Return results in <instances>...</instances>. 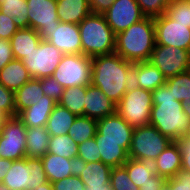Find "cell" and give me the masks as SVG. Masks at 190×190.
Returning <instances> with one entry per match:
<instances>
[{"label":"cell","mask_w":190,"mask_h":190,"mask_svg":"<svg viewBox=\"0 0 190 190\" xmlns=\"http://www.w3.org/2000/svg\"><path fill=\"white\" fill-rule=\"evenodd\" d=\"M152 100L149 125L172 141L184 136L190 119L183 111V103L176 100L166 83L152 91Z\"/></svg>","instance_id":"6da1fadb"},{"label":"cell","mask_w":190,"mask_h":190,"mask_svg":"<svg viewBox=\"0 0 190 190\" xmlns=\"http://www.w3.org/2000/svg\"><path fill=\"white\" fill-rule=\"evenodd\" d=\"M132 65L115 52L93 57L91 84L117 105L126 93V73Z\"/></svg>","instance_id":"7a4b0ae2"},{"label":"cell","mask_w":190,"mask_h":190,"mask_svg":"<svg viewBox=\"0 0 190 190\" xmlns=\"http://www.w3.org/2000/svg\"><path fill=\"white\" fill-rule=\"evenodd\" d=\"M156 44L154 18L144 17L115 38V53L136 63L149 61Z\"/></svg>","instance_id":"3957f363"},{"label":"cell","mask_w":190,"mask_h":190,"mask_svg":"<svg viewBox=\"0 0 190 190\" xmlns=\"http://www.w3.org/2000/svg\"><path fill=\"white\" fill-rule=\"evenodd\" d=\"M78 27L83 55L93 58L115 52L116 35L103 14L90 13Z\"/></svg>","instance_id":"277c9868"},{"label":"cell","mask_w":190,"mask_h":190,"mask_svg":"<svg viewBox=\"0 0 190 190\" xmlns=\"http://www.w3.org/2000/svg\"><path fill=\"white\" fill-rule=\"evenodd\" d=\"M48 182L41 158H23L12 161L2 184L7 190H34Z\"/></svg>","instance_id":"5b68a950"},{"label":"cell","mask_w":190,"mask_h":190,"mask_svg":"<svg viewBox=\"0 0 190 190\" xmlns=\"http://www.w3.org/2000/svg\"><path fill=\"white\" fill-rule=\"evenodd\" d=\"M152 106V91L138 88L125 93L116 105V112L132 128H139L149 125Z\"/></svg>","instance_id":"8992f818"},{"label":"cell","mask_w":190,"mask_h":190,"mask_svg":"<svg viewBox=\"0 0 190 190\" xmlns=\"http://www.w3.org/2000/svg\"><path fill=\"white\" fill-rule=\"evenodd\" d=\"M92 58L83 54H65L52 74L64 88L91 84Z\"/></svg>","instance_id":"52a82bcc"},{"label":"cell","mask_w":190,"mask_h":190,"mask_svg":"<svg viewBox=\"0 0 190 190\" xmlns=\"http://www.w3.org/2000/svg\"><path fill=\"white\" fill-rule=\"evenodd\" d=\"M172 142L162 135L154 126L146 125L134 128L129 158L134 160L156 159Z\"/></svg>","instance_id":"ba28073f"},{"label":"cell","mask_w":190,"mask_h":190,"mask_svg":"<svg viewBox=\"0 0 190 190\" xmlns=\"http://www.w3.org/2000/svg\"><path fill=\"white\" fill-rule=\"evenodd\" d=\"M63 55L53 44L42 39L37 48L21 61L32 78L41 79L52 76Z\"/></svg>","instance_id":"9c48e42d"},{"label":"cell","mask_w":190,"mask_h":190,"mask_svg":"<svg viewBox=\"0 0 190 190\" xmlns=\"http://www.w3.org/2000/svg\"><path fill=\"white\" fill-rule=\"evenodd\" d=\"M149 61L168 79L189 70L190 51L179 47L155 44Z\"/></svg>","instance_id":"30bf717a"},{"label":"cell","mask_w":190,"mask_h":190,"mask_svg":"<svg viewBox=\"0 0 190 190\" xmlns=\"http://www.w3.org/2000/svg\"><path fill=\"white\" fill-rule=\"evenodd\" d=\"M27 127L18 117H9L0 135L1 158L20 160L26 157Z\"/></svg>","instance_id":"8fae6325"},{"label":"cell","mask_w":190,"mask_h":190,"mask_svg":"<svg viewBox=\"0 0 190 190\" xmlns=\"http://www.w3.org/2000/svg\"><path fill=\"white\" fill-rule=\"evenodd\" d=\"M156 44L190 51V24L177 23L166 13L154 18Z\"/></svg>","instance_id":"7c38bea8"},{"label":"cell","mask_w":190,"mask_h":190,"mask_svg":"<svg viewBox=\"0 0 190 190\" xmlns=\"http://www.w3.org/2000/svg\"><path fill=\"white\" fill-rule=\"evenodd\" d=\"M28 4L29 27L46 40L50 31L60 24L57 15V0H26Z\"/></svg>","instance_id":"4fadbf2b"},{"label":"cell","mask_w":190,"mask_h":190,"mask_svg":"<svg viewBox=\"0 0 190 190\" xmlns=\"http://www.w3.org/2000/svg\"><path fill=\"white\" fill-rule=\"evenodd\" d=\"M103 15L115 35L145 17L136 0H115Z\"/></svg>","instance_id":"5bb4252c"},{"label":"cell","mask_w":190,"mask_h":190,"mask_svg":"<svg viewBox=\"0 0 190 190\" xmlns=\"http://www.w3.org/2000/svg\"><path fill=\"white\" fill-rule=\"evenodd\" d=\"M132 128L117 112L97 120L95 141L131 142Z\"/></svg>","instance_id":"9a60e30c"},{"label":"cell","mask_w":190,"mask_h":190,"mask_svg":"<svg viewBox=\"0 0 190 190\" xmlns=\"http://www.w3.org/2000/svg\"><path fill=\"white\" fill-rule=\"evenodd\" d=\"M65 54H82V45L78 24L60 22L46 39Z\"/></svg>","instance_id":"2e32d148"},{"label":"cell","mask_w":190,"mask_h":190,"mask_svg":"<svg viewBox=\"0 0 190 190\" xmlns=\"http://www.w3.org/2000/svg\"><path fill=\"white\" fill-rule=\"evenodd\" d=\"M84 99V116L98 120L116 112V104L92 84L87 86Z\"/></svg>","instance_id":"e0dca14e"},{"label":"cell","mask_w":190,"mask_h":190,"mask_svg":"<svg viewBox=\"0 0 190 190\" xmlns=\"http://www.w3.org/2000/svg\"><path fill=\"white\" fill-rule=\"evenodd\" d=\"M112 167L102 161L77 163L76 174L80 177L85 187H101L110 185Z\"/></svg>","instance_id":"ac0fdd59"},{"label":"cell","mask_w":190,"mask_h":190,"mask_svg":"<svg viewBox=\"0 0 190 190\" xmlns=\"http://www.w3.org/2000/svg\"><path fill=\"white\" fill-rule=\"evenodd\" d=\"M41 159L44 172L50 183L76 174V160L66 159L51 153H46Z\"/></svg>","instance_id":"d6986e66"},{"label":"cell","mask_w":190,"mask_h":190,"mask_svg":"<svg viewBox=\"0 0 190 190\" xmlns=\"http://www.w3.org/2000/svg\"><path fill=\"white\" fill-rule=\"evenodd\" d=\"M56 104L53 99L43 95L42 100L19 112L17 117L26 127L46 126Z\"/></svg>","instance_id":"ffe728a7"},{"label":"cell","mask_w":190,"mask_h":190,"mask_svg":"<svg viewBox=\"0 0 190 190\" xmlns=\"http://www.w3.org/2000/svg\"><path fill=\"white\" fill-rule=\"evenodd\" d=\"M101 161L110 167L123 166L129 159L131 142L96 141Z\"/></svg>","instance_id":"44dd1931"},{"label":"cell","mask_w":190,"mask_h":190,"mask_svg":"<svg viewBox=\"0 0 190 190\" xmlns=\"http://www.w3.org/2000/svg\"><path fill=\"white\" fill-rule=\"evenodd\" d=\"M32 77L19 59H12L0 70V83L12 92H16Z\"/></svg>","instance_id":"7402d4cb"},{"label":"cell","mask_w":190,"mask_h":190,"mask_svg":"<svg viewBox=\"0 0 190 190\" xmlns=\"http://www.w3.org/2000/svg\"><path fill=\"white\" fill-rule=\"evenodd\" d=\"M41 40L39 33L31 27L18 29L9 40L14 58L22 60L37 48Z\"/></svg>","instance_id":"603a6c76"},{"label":"cell","mask_w":190,"mask_h":190,"mask_svg":"<svg viewBox=\"0 0 190 190\" xmlns=\"http://www.w3.org/2000/svg\"><path fill=\"white\" fill-rule=\"evenodd\" d=\"M155 160L158 175L165 179L174 177L182 167V155L175 141H172Z\"/></svg>","instance_id":"cb8c5ba5"},{"label":"cell","mask_w":190,"mask_h":190,"mask_svg":"<svg viewBox=\"0 0 190 190\" xmlns=\"http://www.w3.org/2000/svg\"><path fill=\"white\" fill-rule=\"evenodd\" d=\"M57 15L61 22L79 24L91 13L89 0H57Z\"/></svg>","instance_id":"d4e9b609"},{"label":"cell","mask_w":190,"mask_h":190,"mask_svg":"<svg viewBox=\"0 0 190 190\" xmlns=\"http://www.w3.org/2000/svg\"><path fill=\"white\" fill-rule=\"evenodd\" d=\"M50 135L46 126L27 127L26 157L42 158L48 151Z\"/></svg>","instance_id":"484cf974"},{"label":"cell","mask_w":190,"mask_h":190,"mask_svg":"<svg viewBox=\"0 0 190 190\" xmlns=\"http://www.w3.org/2000/svg\"><path fill=\"white\" fill-rule=\"evenodd\" d=\"M123 166L126 168L129 178L137 187L149 182L152 176L158 175L155 159L148 158L139 161L129 158Z\"/></svg>","instance_id":"4316f807"},{"label":"cell","mask_w":190,"mask_h":190,"mask_svg":"<svg viewBox=\"0 0 190 190\" xmlns=\"http://www.w3.org/2000/svg\"><path fill=\"white\" fill-rule=\"evenodd\" d=\"M43 95L40 79L31 78L14 93L16 115L42 100Z\"/></svg>","instance_id":"83f0119b"},{"label":"cell","mask_w":190,"mask_h":190,"mask_svg":"<svg viewBox=\"0 0 190 190\" xmlns=\"http://www.w3.org/2000/svg\"><path fill=\"white\" fill-rule=\"evenodd\" d=\"M76 115L58 103L51 112L46 129L50 136L68 134L69 128L76 119Z\"/></svg>","instance_id":"f1b7e54d"},{"label":"cell","mask_w":190,"mask_h":190,"mask_svg":"<svg viewBox=\"0 0 190 190\" xmlns=\"http://www.w3.org/2000/svg\"><path fill=\"white\" fill-rule=\"evenodd\" d=\"M138 81L140 88L154 91L166 83V78L150 61H143L138 62Z\"/></svg>","instance_id":"f546056e"},{"label":"cell","mask_w":190,"mask_h":190,"mask_svg":"<svg viewBox=\"0 0 190 190\" xmlns=\"http://www.w3.org/2000/svg\"><path fill=\"white\" fill-rule=\"evenodd\" d=\"M87 86L66 87L58 104L76 116H84V102Z\"/></svg>","instance_id":"4dcf8cb0"},{"label":"cell","mask_w":190,"mask_h":190,"mask_svg":"<svg viewBox=\"0 0 190 190\" xmlns=\"http://www.w3.org/2000/svg\"><path fill=\"white\" fill-rule=\"evenodd\" d=\"M47 153L77 161L78 143L68 134L50 136Z\"/></svg>","instance_id":"1f68e13d"},{"label":"cell","mask_w":190,"mask_h":190,"mask_svg":"<svg viewBox=\"0 0 190 190\" xmlns=\"http://www.w3.org/2000/svg\"><path fill=\"white\" fill-rule=\"evenodd\" d=\"M97 132V120L87 116H77L68 135L78 144L94 138Z\"/></svg>","instance_id":"d6a6232c"},{"label":"cell","mask_w":190,"mask_h":190,"mask_svg":"<svg viewBox=\"0 0 190 190\" xmlns=\"http://www.w3.org/2000/svg\"><path fill=\"white\" fill-rule=\"evenodd\" d=\"M28 4L26 0H4L0 4V11L13 18L15 25L21 28L29 27Z\"/></svg>","instance_id":"836d02e7"},{"label":"cell","mask_w":190,"mask_h":190,"mask_svg":"<svg viewBox=\"0 0 190 190\" xmlns=\"http://www.w3.org/2000/svg\"><path fill=\"white\" fill-rule=\"evenodd\" d=\"M166 88L172 92L177 101H190V72L179 73L166 79Z\"/></svg>","instance_id":"e575fe53"},{"label":"cell","mask_w":190,"mask_h":190,"mask_svg":"<svg viewBox=\"0 0 190 190\" xmlns=\"http://www.w3.org/2000/svg\"><path fill=\"white\" fill-rule=\"evenodd\" d=\"M166 14L177 23L190 24V0H171Z\"/></svg>","instance_id":"d590c367"},{"label":"cell","mask_w":190,"mask_h":190,"mask_svg":"<svg viewBox=\"0 0 190 190\" xmlns=\"http://www.w3.org/2000/svg\"><path fill=\"white\" fill-rule=\"evenodd\" d=\"M110 187L112 190H139L128 176L124 166L113 167L110 174Z\"/></svg>","instance_id":"8d00e7d4"},{"label":"cell","mask_w":190,"mask_h":190,"mask_svg":"<svg viewBox=\"0 0 190 190\" xmlns=\"http://www.w3.org/2000/svg\"><path fill=\"white\" fill-rule=\"evenodd\" d=\"M101 161V154L98 153V146L95 138L78 144L77 163Z\"/></svg>","instance_id":"74e56055"},{"label":"cell","mask_w":190,"mask_h":190,"mask_svg":"<svg viewBox=\"0 0 190 190\" xmlns=\"http://www.w3.org/2000/svg\"><path fill=\"white\" fill-rule=\"evenodd\" d=\"M145 17H158L166 13L171 0H136Z\"/></svg>","instance_id":"f35d334b"},{"label":"cell","mask_w":190,"mask_h":190,"mask_svg":"<svg viewBox=\"0 0 190 190\" xmlns=\"http://www.w3.org/2000/svg\"><path fill=\"white\" fill-rule=\"evenodd\" d=\"M161 190H190V171L181 169L174 177L167 179Z\"/></svg>","instance_id":"ab89813d"},{"label":"cell","mask_w":190,"mask_h":190,"mask_svg":"<svg viewBox=\"0 0 190 190\" xmlns=\"http://www.w3.org/2000/svg\"><path fill=\"white\" fill-rule=\"evenodd\" d=\"M40 81L44 95L58 103L64 92V87L52 76L41 78Z\"/></svg>","instance_id":"60d3db41"},{"label":"cell","mask_w":190,"mask_h":190,"mask_svg":"<svg viewBox=\"0 0 190 190\" xmlns=\"http://www.w3.org/2000/svg\"><path fill=\"white\" fill-rule=\"evenodd\" d=\"M0 112L9 117H16L14 92L0 83Z\"/></svg>","instance_id":"b9f144b4"},{"label":"cell","mask_w":190,"mask_h":190,"mask_svg":"<svg viewBox=\"0 0 190 190\" xmlns=\"http://www.w3.org/2000/svg\"><path fill=\"white\" fill-rule=\"evenodd\" d=\"M53 190H86L85 184L75 174L52 183Z\"/></svg>","instance_id":"7bdbcfd3"},{"label":"cell","mask_w":190,"mask_h":190,"mask_svg":"<svg viewBox=\"0 0 190 190\" xmlns=\"http://www.w3.org/2000/svg\"><path fill=\"white\" fill-rule=\"evenodd\" d=\"M18 29L13 22V18L0 11V39L10 40Z\"/></svg>","instance_id":"ee69618b"},{"label":"cell","mask_w":190,"mask_h":190,"mask_svg":"<svg viewBox=\"0 0 190 190\" xmlns=\"http://www.w3.org/2000/svg\"><path fill=\"white\" fill-rule=\"evenodd\" d=\"M182 155V167L181 169L190 171V140L182 136L175 140Z\"/></svg>","instance_id":"f6af8a7d"},{"label":"cell","mask_w":190,"mask_h":190,"mask_svg":"<svg viewBox=\"0 0 190 190\" xmlns=\"http://www.w3.org/2000/svg\"><path fill=\"white\" fill-rule=\"evenodd\" d=\"M125 87L126 92H132L133 90L140 88L138 81V62L133 63V65L127 70Z\"/></svg>","instance_id":"bcb514c9"},{"label":"cell","mask_w":190,"mask_h":190,"mask_svg":"<svg viewBox=\"0 0 190 190\" xmlns=\"http://www.w3.org/2000/svg\"><path fill=\"white\" fill-rule=\"evenodd\" d=\"M14 59L9 40L0 39V70Z\"/></svg>","instance_id":"7dc6e473"},{"label":"cell","mask_w":190,"mask_h":190,"mask_svg":"<svg viewBox=\"0 0 190 190\" xmlns=\"http://www.w3.org/2000/svg\"><path fill=\"white\" fill-rule=\"evenodd\" d=\"M166 183L167 179L159 175H154L149 179V182L141 185L139 190H161Z\"/></svg>","instance_id":"c3c4849f"},{"label":"cell","mask_w":190,"mask_h":190,"mask_svg":"<svg viewBox=\"0 0 190 190\" xmlns=\"http://www.w3.org/2000/svg\"><path fill=\"white\" fill-rule=\"evenodd\" d=\"M115 0H89L91 13L103 14Z\"/></svg>","instance_id":"681fc988"},{"label":"cell","mask_w":190,"mask_h":190,"mask_svg":"<svg viewBox=\"0 0 190 190\" xmlns=\"http://www.w3.org/2000/svg\"><path fill=\"white\" fill-rule=\"evenodd\" d=\"M12 160L1 158L0 156V182L5 178L9 168L11 167Z\"/></svg>","instance_id":"f907efd6"},{"label":"cell","mask_w":190,"mask_h":190,"mask_svg":"<svg viewBox=\"0 0 190 190\" xmlns=\"http://www.w3.org/2000/svg\"><path fill=\"white\" fill-rule=\"evenodd\" d=\"M9 118V116L5 115L4 113L0 112V135L4 129V125L5 122L7 121V119Z\"/></svg>","instance_id":"816d5d0a"},{"label":"cell","mask_w":190,"mask_h":190,"mask_svg":"<svg viewBox=\"0 0 190 190\" xmlns=\"http://www.w3.org/2000/svg\"><path fill=\"white\" fill-rule=\"evenodd\" d=\"M34 190H53V186H52V183H50L48 181V182H46L44 184H41L40 186H38Z\"/></svg>","instance_id":"f5cc1de1"},{"label":"cell","mask_w":190,"mask_h":190,"mask_svg":"<svg viewBox=\"0 0 190 190\" xmlns=\"http://www.w3.org/2000/svg\"><path fill=\"white\" fill-rule=\"evenodd\" d=\"M86 190H112L110 185H105L101 187H86Z\"/></svg>","instance_id":"db71d44e"},{"label":"cell","mask_w":190,"mask_h":190,"mask_svg":"<svg viewBox=\"0 0 190 190\" xmlns=\"http://www.w3.org/2000/svg\"><path fill=\"white\" fill-rule=\"evenodd\" d=\"M183 111L190 119V101L183 104Z\"/></svg>","instance_id":"11a10c76"},{"label":"cell","mask_w":190,"mask_h":190,"mask_svg":"<svg viewBox=\"0 0 190 190\" xmlns=\"http://www.w3.org/2000/svg\"><path fill=\"white\" fill-rule=\"evenodd\" d=\"M184 137H186L188 140H190V123H189V126L187 127Z\"/></svg>","instance_id":"9f6ffc18"},{"label":"cell","mask_w":190,"mask_h":190,"mask_svg":"<svg viewBox=\"0 0 190 190\" xmlns=\"http://www.w3.org/2000/svg\"><path fill=\"white\" fill-rule=\"evenodd\" d=\"M0 190H7L6 187L0 182Z\"/></svg>","instance_id":"6f0895ef"}]
</instances>
